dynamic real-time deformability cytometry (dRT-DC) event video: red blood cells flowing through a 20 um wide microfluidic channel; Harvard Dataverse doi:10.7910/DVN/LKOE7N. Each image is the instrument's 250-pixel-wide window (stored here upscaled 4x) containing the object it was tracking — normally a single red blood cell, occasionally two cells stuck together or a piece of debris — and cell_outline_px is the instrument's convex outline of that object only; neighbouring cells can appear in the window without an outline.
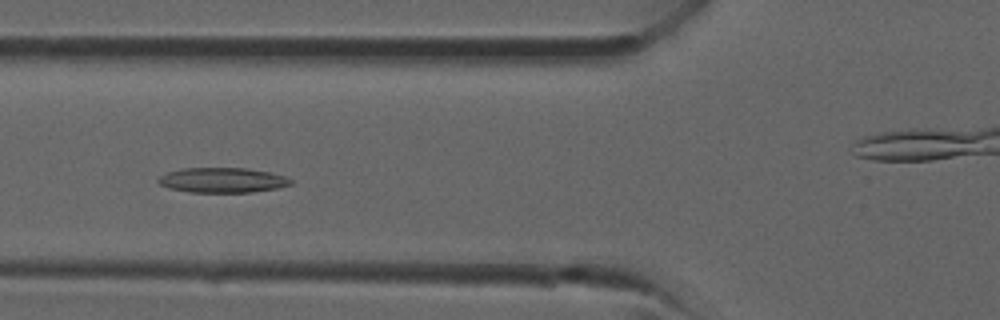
{"species": "common noctule bat (a hibernating species)", "species_latin": "Nyctalus noctula", "temperature_condition": "room temperature", "stored_images_in_passage": 25, "camera_frame_rate_fps": 3000, "um_per_image_px": 0.085, "animal": {"sex": "male", "forearm_length_mm": 52.5}, "frame": {"image": 1, "passage_image": 8, "time_ms": 2.333, "image_size_px": [1000, 320], "cell_outline_px": [[292, 184], [276, 188], [252, 192], [188, 192], [168, 188], [160, 184], [156, 180], [160, 176], [168, 172], [180, 168], [248, 168], [272, 172], [284, 176], [292, 180]], "centroid_in_image_um": [18.89, 15.31], "position_along_channel_um": 106.9, "area_um2": 19.36}}
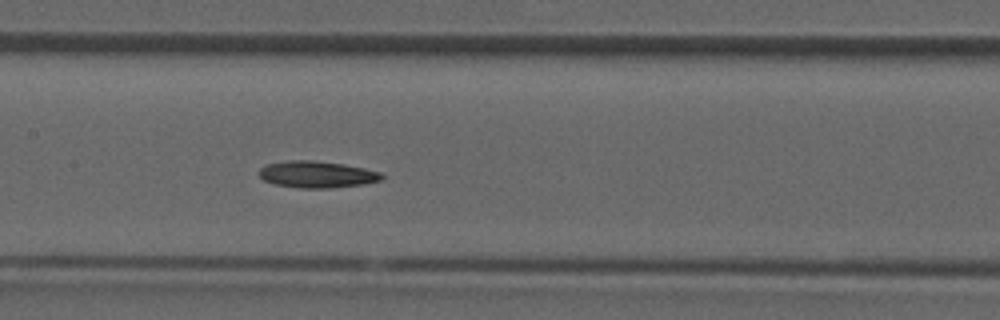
{"frame": {"image": 2, "passage_image": 12, "time_ms": 3.667, "image_size_px": [1000, 320], "cell_outline_px": [[384, 176], [380, 180], [364, 184], [328, 188], [300, 188], [276, 184], [264, 180], [260, 176], [260, 168], [268, 164], [288, 160], [312, 160], [344, 164], [364, 168], [380, 172]], "centroid_in_image_um": [26.95, 14.82], "position_along_channel_um": 180.4, "area_um2": 18.9}}
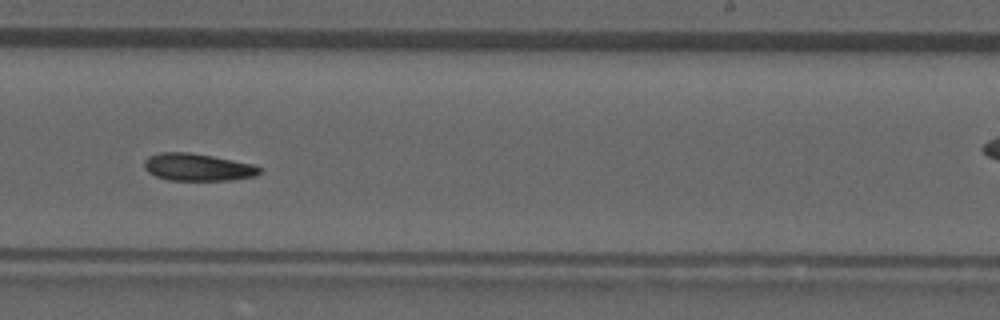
{"frame": {"image": 3, "passage_image": 17, "time_ms": 5.333, "image_size_px": [1000, 320], "cell_outline_px": [[264, 168], [256, 176], [232, 180], [168, 180], [156, 176], [148, 172], [144, 168], [144, 160], [148, 156], [160, 152], [188, 152], [212, 156], [252, 164]], "centroid_in_image_um": [16.8, 14.21], "position_along_channel_um": 272.2, "area_um2": 18.44}}